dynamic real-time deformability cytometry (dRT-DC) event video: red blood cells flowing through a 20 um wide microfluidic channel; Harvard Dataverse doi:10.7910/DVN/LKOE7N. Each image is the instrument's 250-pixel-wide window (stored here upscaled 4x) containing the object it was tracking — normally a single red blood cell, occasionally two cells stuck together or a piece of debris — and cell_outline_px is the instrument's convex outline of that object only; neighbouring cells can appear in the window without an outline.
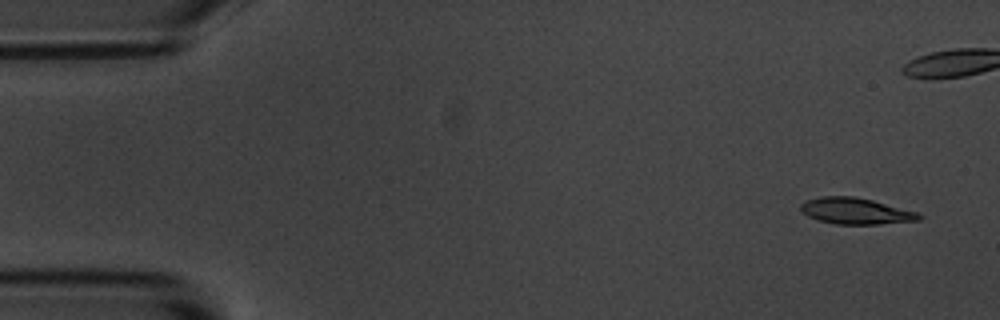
{"species": "common noctule bat (a hibernating species)", "species_latin": "Nyctalus noctula", "temperature_condition": "room temperature", "stored_images_in_passage": 8, "segment_of_instrument_passage": [1, 2], "camera_frame_rate_fps": 3000, "um_per_image_px": 0.085, "animal": {"sex": "male", "body_mass_g": 20.1, "forearm_length_mm": 53.5}, "frame": {"image": 1, "passage_image": 1, "time_ms": 0.0, "image_size_px": [1000, 320], "cell_outline_px": [[924, 216], [920, 220], [880, 224], [836, 224], [820, 220], [808, 216], [800, 208], [800, 204], [808, 200], [820, 196], [852, 196], [872, 200], [920, 212]], "centroid_in_image_um": [72.8, 17.94], "position_along_channel_um": 12.2, "area_um2": 18.09}}
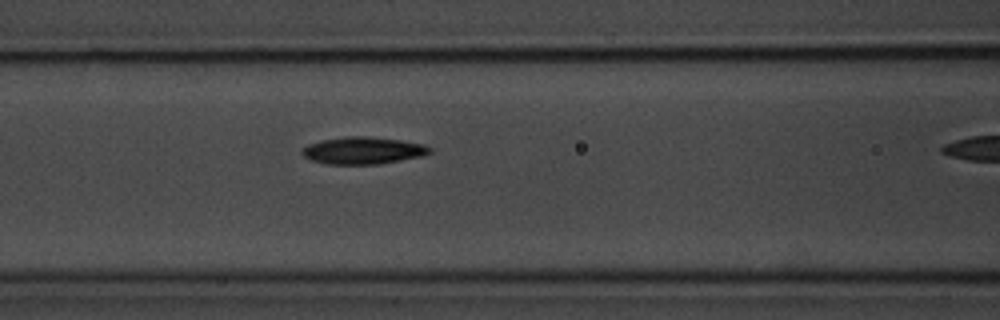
{"frame": {"image": 2, "passage_image": 7, "time_ms": 2.0, "image_size_px": [1000, 320], "cell_outline_px": [[432, 152], [424, 156], [380, 164], [328, 164], [312, 160], [304, 156], [300, 152], [308, 144], [320, 140], [348, 136], [368, 136], [400, 140], [424, 144], [432, 148]], "centroid_in_image_um": [30.89, 12.79], "position_along_channel_um": 135.7, "area_um2": 20.29}}